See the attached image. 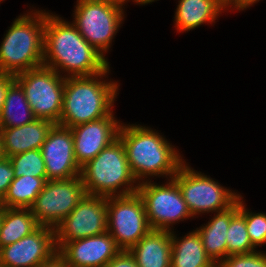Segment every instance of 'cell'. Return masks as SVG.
<instances>
[{"label": "cell", "mask_w": 266, "mask_h": 267, "mask_svg": "<svg viewBox=\"0 0 266 267\" xmlns=\"http://www.w3.org/2000/svg\"><path fill=\"white\" fill-rule=\"evenodd\" d=\"M43 65L68 77L93 76L103 72L109 62L96 51L71 23L46 12ZM60 67V68H59Z\"/></svg>", "instance_id": "6da1fadb"}, {"label": "cell", "mask_w": 266, "mask_h": 267, "mask_svg": "<svg viewBox=\"0 0 266 267\" xmlns=\"http://www.w3.org/2000/svg\"><path fill=\"white\" fill-rule=\"evenodd\" d=\"M118 137L125 147L130 169L137 181L147 176L173 178L185 162L167 139L151 128L121 124Z\"/></svg>", "instance_id": "7a4b0ae2"}, {"label": "cell", "mask_w": 266, "mask_h": 267, "mask_svg": "<svg viewBox=\"0 0 266 267\" xmlns=\"http://www.w3.org/2000/svg\"><path fill=\"white\" fill-rule=\"evenodd\" d=\"M108 72L109 66L93 76H66L59 125L72 128L109 116L113 112L111 108L119 85L112 81H101L100 78Z\"/></svg>", "instance_id": "3957f363"}, {"label": "cell", "mask_w": 266, "mask_h": 267, "mask_svg": "<svg viewBox=\"0 0 266 267\" xmlns=\"http://www.w3.org/2000/svg\"><path fill=\"white\" fill-rule=\"evenodd\" d=\"M46 12L37 11L13 21L0 45V72L12 76L43 66Z\"/></svg>", "instance_id": "277c9868"}, {"label": "cell", "mask_w": 266, "mask_h": 267, "mask_svg": "<svg viewBox=\"0 0 266 267\" xmlns=\"http://www.w3.org/2000/svg\"><path fill=\"white\" fill-rule=\"evenodd\" d=\"M80 176L87 195L126 196L137 193L139 187L133 184L137 180L132 174L125 147L119 137L81 167ZM123 186L124 189L118 192Z\"/></svg>", "instance_id": "5b68a950"}, {"label": "cell", "mask_w": 266, "mask_h": 267, "mask_svg": "<svg viewBox=\"0 0 266 267\" xmlns=\"http://www.w3.org/2000/svg\"><path fill=\"white\" fill-rule=\"evenodd\" d=\"M14 79L24 90L34 116L58 124L66 75L62 77L55 70L43 65L15 75Z\"/></svg>", "instance_id": "8992f818"}, {"label": "cell", "mask_w": 266, "mask_h": 267, "mask_svg": "<svg viewBox=\"0 0 266 267\" xmlns=\"http://www.w3.org/2000/svg\"><path fill=\"white\" fill-rule=\"evenodd\" d=\"M173 179L178 184L187 207L193 217L196 214L222 212L237 202L241 196L224 188L201 172L191 170L182 163Z\"/></svg>", "instance_id": "52a82bcc"}, {"label": "cell", "mask_w": 266, "mask_h": 267, "mask_svg": "<svg viewBox=\"0 0 266 267\" xmlns=\"http://www.w3.org/2000/svg\"><path fill=\"white\" fill-rule=\"evenodd\" d=\"M72 23L103 57L123 19V8L98 0H77Z\"/></svg>", "instance_id": "ba28073f"}, {"label": "cell", "mask_w": 266, "mask_h": 267, "mask_svg": "<svg viewBox=\"0 0 266 267\" xmlns=\"http://www.w3.org/2000/svg\"><path fill=\"white\" fill-rule=\"evenodd\" d=\"M150 230L138 193L107 197V232L121 250H129Z\"/></svg>", "instance_id": "9c48e42d"}, {"label": "cell", "mask_w": 266, "mask_h": 267, "mask_svg": "<svg viewBox=\"0 0 266 267\" xmlns=\"http://www.w3.org/2000/svg\"><path fill=\"white\" fill-rule=\"evenodd\" d=\"M170 180L165 185H156L151 180L139 181L137 193L144 203L151 229L172 231L171 224L193 217L178 184L173 178Z\"/></svg>", "instance_id": "30bf717a"}, {"label": "cell", "mask_w": 266, "mask_h": 267, "mask_svg": "<svg viewBox=\"0 0 266 267\" xmlns=\"http://www.w3.org/2000/svg\"><path fill=\"white\" fill-rule=\"evenodd\" d=\"M85 195L80 175L66 180H47L30 209L40 226L55 229Z\"/></svg>", "instance_id": "8fae6325"}, {"label": "cell", "mask_w": 266, "mask_h": 267, "mask_svg": "<svg viewBox=\"0 0 266 267\" xmlns=\"http://www.w3.org/2000/svg\"><path fill=\"white\" fill-rule=\"evenodd\" d=\"M54 230L57 251L67 242L105 233L107 197L86 194Z\"/></svg>", "instance_id": "7c38bea8"}, {"label": "cell", "mask_w": 266, "mask_h": 267, "mask_svg": "<svg viewBox=\"0 0 266 267\" xmlns=\"http://www.w3.org/2000/svg\"><path fill=\"white\" fill-rule=\"evenodd\" d=\"M55 252V230L39 226L31 234L0 248V267H37Z\"/></svg>", "instance_id": "4fadbf2b"}, {"label": "cell", "mask_w": 266, "mask_h": 267, "mask_svg": "<svg viewBox=\"0 0 266 267\" xmlns=\"http://www.w3.org/2000/svg\"><path fill=\"white\" fill-rule=\"evenodd\" d=\"M47 180H66L81 173L74 154V140L70 128L54 124L41 146Z\"/></svg>", "instance_id": "5bb4252c"}, {"label": "cell", "mask_w": 266, "mask_h": 267, "mask_svg": "<svg viewBox=\"0 0 266 267\" xmlns=\"http://www.w3.org/2000/svg\"><path fill=\"white\" fill-rule=\"evenodd\" d=\"M120 127L121 123L114 118L112 112L109 116L70 128L77 164L83 167L106 146L115 141L118 138Z\"/></svg>", "instance_id": "9a60e30c"}, {"label": "cell", "mask_w": 266, "mask_h": 267, "mask_svg": "<svg viewBox=\"0 0 266 267\" xmlns=\"http://www.w3.org/2000/svg\"><path fill=\"white\" fill-rule=\"evenodd\" d=\"M120 251L107 231L67 242L58 250L69 267H105Z\"/></svg>", "instance_id": "2e32d148"}, {"label": "cell", "mask_w": 266, "mask_h": 267, "mask_svg": "<svg viewBox=\"0 0 266 267\" xmlns=\"http://www.w3.org/2000/svg\"><path fill=\"white\" fill-rule=\"evenodd\" d=\"M54 123L45 119H35L20 127L0 128L4 157L41 149Z\"/></svg>", "instance_id": "e0dca14e"}, {"label": "cell", "mask_w": 266, "mask_h": 267, "mask_svg": "<svg viewBox=\"0 0 266 267\" xmlns=\"http://www.w3.org/2000/svg\"><path fill=\"white\" fill-rule=\"evenodd\" d=\"M129 251L139 267H171V231L151 229Z\"/></svg>", "instance_id": "ac0fdd59"}, {"label": "cell", "mask_w": 266, "mask_h": 267, "mask_svg": "<svg viewBox=\"0 0 266 267\" xmlns=\"http://www.w3.org/2000/svg\"><path fill=\"white\" fill-rule=\"evenodd\" d=\"M239 211V198L227 210L217 212L213 219L203 227L196 229L201 236L207 256L217 266L227 257V230L231 218Z\"/></svg>", "instance_id": "d6986e66"}, {"label": "cell", "mask_w": 266, "mask_h": 267, "mask_svg": "<svg viewBox=\"0 0 266 267\" xmlns=\"http://www.w3.org/2000/svg\"><path fill=\"white\" fill-rule=\"evenodd\" d=\"M175 12L178 31H190L203 23H213L227 8L225 0H179Z\"/></svg>", "instance_id": "ffe728a7"}, {"label": "cell", "mask_w": 266, "mask_h": 267, "mask_svg": "<svg viewBox=\"0 0 266 267\" xmlns=\"http://www.w3.org/2000/svg\"><path fill=\"white\" fill-rule=\"evenodd\" d=\"M171 232V267H216L207 256L203 242L197 230L177 239Z\"/></svg>", "instance_id": "44dd1931"}, {"label": "cell", "mask_w": 266, "mask_h": 267, "mask_svg": "<svg viewBox=\"0 0 266 267\" xmlns=\"http://www.w3.org/2000/svg\"><path fill=\"white\" fill-rule=\"evenodd\" d=\"M39 226L31 209L1 207L0 248L31 234Z\"/></svg>", "instance_id": "7402d4cb"}, {"label": "cell", "mask_w": 266, "mask_h": 267, "mask_svg": "<svg viewBox=\"0 0 266 267\" xmlns=\"http://www.w3.org/2000/svg\"><path fill=\"white\" fill-rule=\"evenodd\" d=\"M35 119L37 118L31 110L24 90L14 81L6 91L4 105L0 113V128L20 127Z\"/></svg>", "instance_id": "603a6c76"}, {"label": "cell", "mask_w": 266, "mask_h": 267, "mask_svg": "<svg viewBox=\"0 0 266 267\" xmlns=\"http://www.w3.org/2000/svg\"><path fill=\"white\" fill-rule=\"evenodd\" d=\"M47 178L21 176L15 178L9 185L8 191L0 201L1 207L31 208L36 197L43 190Z\"/></svg>", "instance_id": "cb8c5ba5"}, {"label": "cell", "mask_w": 266, "mask_h": 267, "mask_svg": "<svg viewBox=\"0 0 266 267\" xmlns=\"http://www.w3.org/2000/svg\"><path fill=\"white\" fill-rule=\"evenodd\" d=\"M226 243L227 256L249 254L256 251L247 233L245 217L239 211L231 218Z\"/></svg>", "instance_id": "d4e9b609"}, {"label": "cell", "mask_w": 266, "mask_h": 267, "mask_svg": "<svg viewBox=\"0 0 266 267\" xmlns=\"http://www.w3.org/2000/svg\"><path fill=\"white\" fill-rule=\"evenodd\" d=\"M14 177L23 175L37 178H47L45 162L40 149H33L9 157Z\"/></svg>", "instance_id": "484cf974"}, {"label": "cell", "mask_w": 266, "mask_h": 267, "mask_svg": "<svg viewBox=\"0 0 266 267\" xmlns=\"http://www.w3.org/2000/svg\"><path fill=\"white\" fill-rule=\"evenodd\" d=\"M242 196L239 197V212L245 217L247 233L252 245L262 246L266 244V214L252 213L246 210Z\"/></svg>", "instance_id": "4316f807"}, {"label": "cell", "mask_w": 266, "mask_h": 267, "mask_svg": "<svg viewBox=\"0 0 266 267\" xmlns=\"http://www.w3.org/2000/svg\"><path fill=\"white\" fill-rule=\"evenodd\" d=\"M216 267H266V254L255 251L249 254L230 255Z\"/></svg>", "instance_id": "83f0119b"}, {"label": "cell", "mask_w": 266, "mask_h": 267, "mask_svg": "<svg viewBox=\"0 0 266 267\" xmlns=\"http://www.w3.org/2000/svg\"><path fill=\"white\" fill-rule=\"evenodd\" d=\"M15 179L14 170L8 157L0 159V201L6 195L9 185Z\"/></svg>", "instance_id": "f1b7e54d"}, {"label": "cell", "mask_w": 266, "mask_h": 267, "mask_svg": "<svg viewBox=\"0 0 266 267\" xmlns=\"http://www.w3.org/2000/svg\"><path fill=\"white\" fill-rule=\"evenodd\" d=\"M105 267H139L129 250H121Z\"/></svg>", "instance_id": "f546056e"}, {"label": "cell", "mask_w": 266, "mask_h": 267, "mask_svg": "<svg viewBox=\"0 0 266 267\" xmlns=\"http://www.w3.org/2000/svg\"><path fill=\"white\" fill-rule=\"evenodd\" d=\"M14 81V76L0 72V113L4 105L6 91Z\"/></svg>", "instance_id": "4dcf8cb0"}, {"label": "cell", "mask_w": 266, "mask_h": 267, "mask_svg": "<svg viewBox=\"0 0 266 267\" xmlns=\"http://www.w3.org/2000/svg\"><path fill=\"white\" fill-rule=\"evenodd\" d=\"M37 267H69L65 258L57 251L49 259L43 261Z\"/></svg>", "instance_id": "1f68e13d"}, {"label": "cell", "mask_w": 266, "mask_h": 267, "mask_svg": "<svg viewBox=\"0 0 266 267\" xmlns=\"http://www.w3.org/2000/svg\"><path fill=\"white\" fill-rule=\"evenodd\" d=\"M259 0H228L227 1V8L230 7V5L234 6V9L238 10H244L251 6L253 3H256Z\"/></svg>", "instance_id": "d6a6232c"}, {"label": "cell", "mask_w": 266, "mask_h": 267, "mask_svg": "<svg viewBox=\"0 0 266 267\" xmlns=\"http://www.w3.org/2000/svg\"><path fill=\"white\" fill-rule=\"evenodd\" d=\"M98 1H103V2H109L115 5H118L120 7H123V4L125 3V1H129V0H98Z\"/></svg>", "instance_id": "836d02e7"}, {"label": "cell", "mask_w": 266, "mask_h": 267, "mask_svg": "<svg viewBox=\"0 0 266 267\" xmlns=\"http://www.w3.org/2000/svg\"><path fill=\"white\" fill-rule=\"evenodd\" d=\"M137 4H148V3H152V2H154V1H156V0H134Z\"/></svg>", "instance_id": "e575fe53"}, {"label": "cell", "mask_w": 266, "mask_h": 267, "mask_svg": "<svg viewBox=\"0 0 266 267\" xmlns=\"http://www.w3.org/2000/svg\"><path fill=\"white\" fill-rule=\"evenodd\" d=\"M4 157L3 152H2V139H1V134H0V159Z\"/></svg>", "instance_id": "d590c367"}]
</instances>
